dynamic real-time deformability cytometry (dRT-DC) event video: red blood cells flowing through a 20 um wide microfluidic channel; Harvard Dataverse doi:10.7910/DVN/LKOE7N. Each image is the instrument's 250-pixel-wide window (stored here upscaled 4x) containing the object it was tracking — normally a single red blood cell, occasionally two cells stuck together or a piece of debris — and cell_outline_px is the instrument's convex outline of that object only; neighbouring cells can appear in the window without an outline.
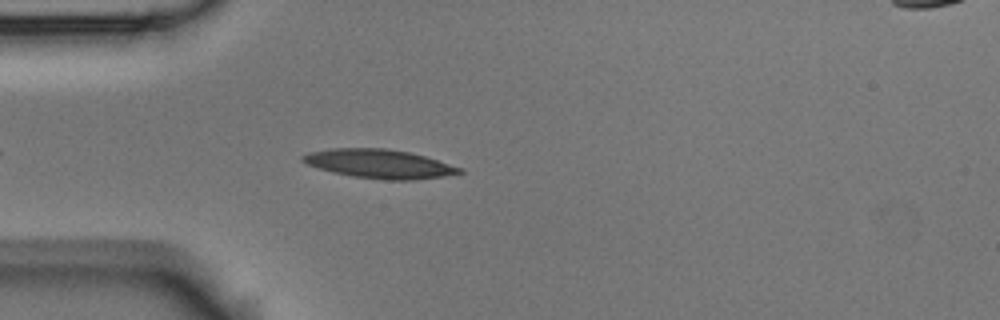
{"species": "Egyptian fruit bat (a non-hibernating species)", "species_latin": "Rousettus aegyptiacus", "temperature_condition": "room temperature", "stored_images_in_passage": 3, "camera_frame_rate_fps": 3000, "um_per_image_px": 0.085, "animal": {"sex": "male"}, "frame": {"image": 1, "passage_image": 3, "time_ms": 0.667, "image_size_px": [1000, 320], "cell_outline_px": [[464, 172], [444, 176], [412, 180], [384, 180], [352, 176], [332, 172], [308, 164], [300, 160], [300, 156], [308, 152], [332, 148], [384, 148], [408, 152], [424, 156], [464, 168]], "centroid_in_image_um": [32.24, 13.92], "position_along_channel_um": 52.8, "area_um2": 26.36}}